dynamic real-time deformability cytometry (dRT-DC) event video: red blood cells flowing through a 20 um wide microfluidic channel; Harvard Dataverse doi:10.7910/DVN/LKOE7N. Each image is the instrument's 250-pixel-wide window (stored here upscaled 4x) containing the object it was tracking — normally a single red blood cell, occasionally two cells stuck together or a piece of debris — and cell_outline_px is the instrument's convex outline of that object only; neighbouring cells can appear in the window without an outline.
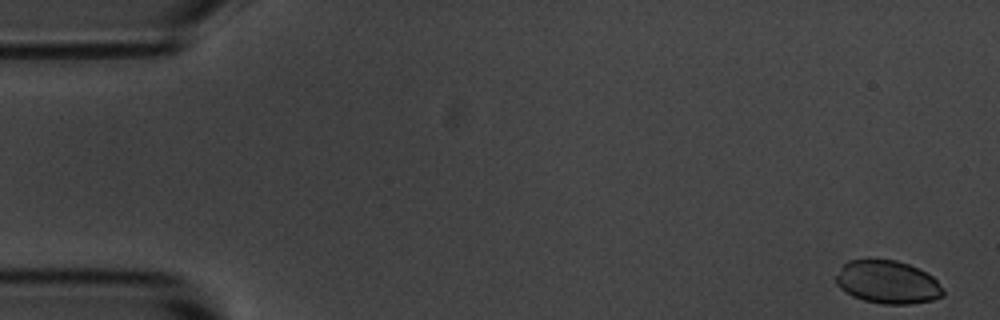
{"species": "common noctule bat (a hibernating species)", "species_latin": "Nyctalus noctula", "temperature_condition": "room temperature", "stored_images_in_passage": 55, "camera_frame_rate_fps": 3000, "um_per_image_px": 0.085, "animal": {"sex": "male", "body_mass_g": 20.1, "forearm_length_mm": 53.5}, "frame": {"image": 1, "passage_image": 1, "time_ms": 0.0, "image_size_px": [1000, 320], "cell_outline_px": [[944, 296], [932, 300], [908, 304], [884, 304], [864, 300], [852, 296], [840, 288], [836, 284], [836, 276], [840, 268], [848, 260], [868, 256], [896, 260], [908, 264], [932, 276], [936, 280], [944, 292]], "centroid_in_image_um": [75.39, 23.94], "position_along_channel_um": 9.6, "area_um2": 27.28}}
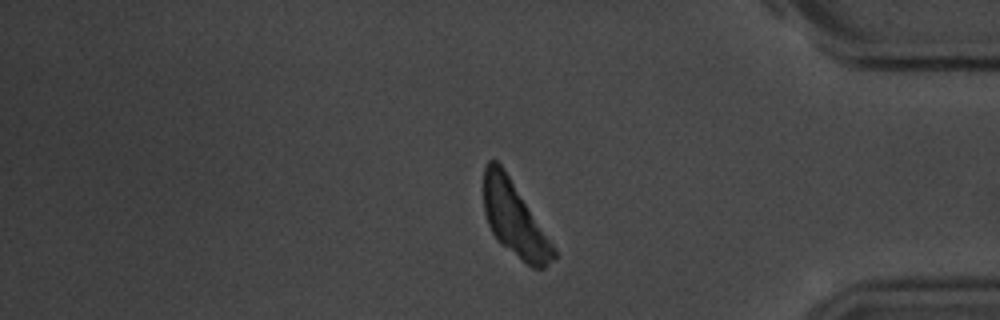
{"frame": {"image": 2, "passage_image": 46, "time_ms": 15.0, "image_size_px": [1000, 320], "cell_outline_px": [[556, 260], [544, 268], [532, 268], [500, 244], [496, 240], [488, 224], [484, 212], [484, 168], [488, 160], [496, 160], [504, 168], [556, 248]], "centroid_in_image_um": [43.74, 18.66], "position_along_channel_um": 391.5, "area_um2": 30.4}}
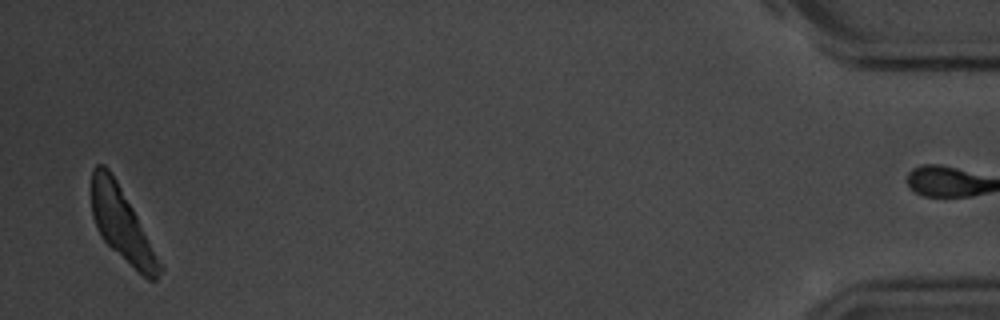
{"frame": {"image": 3, "passage_image": 54, "time_ms": 17.667, "image_size_px": [1000, 320], "cell_outline_px": [[164, 268], [156, 280], [148, 280], [112, 248], [104, 240], [92, 216], [92, 168], [96, 164], [104, 164], [108, 168], [116, 180], [164, 264]], "centroid_in_image_um": [10.4, 19.1], "position_along_channel_um": 424.8, "area_um2": 28.44}}